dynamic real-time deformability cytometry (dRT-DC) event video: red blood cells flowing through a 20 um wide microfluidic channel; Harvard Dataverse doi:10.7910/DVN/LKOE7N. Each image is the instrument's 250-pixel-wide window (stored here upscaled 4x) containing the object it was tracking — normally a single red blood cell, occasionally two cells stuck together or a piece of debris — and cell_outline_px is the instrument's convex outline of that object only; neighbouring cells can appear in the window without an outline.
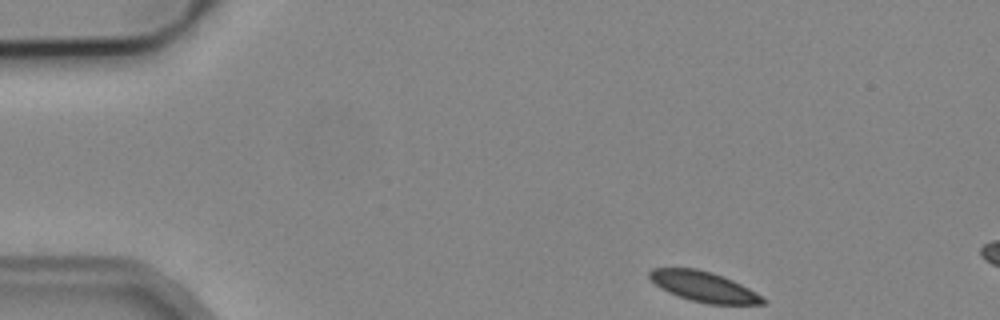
{"species": "common noctule bat (a hibernating species)", "species_latin": "Nyctalus noctula", "temperature_condition": "cold", "stored_images_in_passage": 4, "camera_frame_rate_fps": 3000, "um_per_image_px": 0.085, "animal": {"sex": "male", "body_mass_g": 19.2, "forearm_length_mm": 51.8}, "frame": {"image": 1, "passage_image": 1, "time_ms": 0.0, "image_size_px": [1000, 320], "cell_outline_px": [[768, 300], [764, 304], [708, 304], [676, 296], [660, 288], [648, 276], [648, 272], [652, 268], [696, 268], [712, 272], [732, 280], [748, 288]], "centroid_in_image_um": [59.8, 24.36], "position_along_channel_um": 25.2, "area_um2": 19.88}}